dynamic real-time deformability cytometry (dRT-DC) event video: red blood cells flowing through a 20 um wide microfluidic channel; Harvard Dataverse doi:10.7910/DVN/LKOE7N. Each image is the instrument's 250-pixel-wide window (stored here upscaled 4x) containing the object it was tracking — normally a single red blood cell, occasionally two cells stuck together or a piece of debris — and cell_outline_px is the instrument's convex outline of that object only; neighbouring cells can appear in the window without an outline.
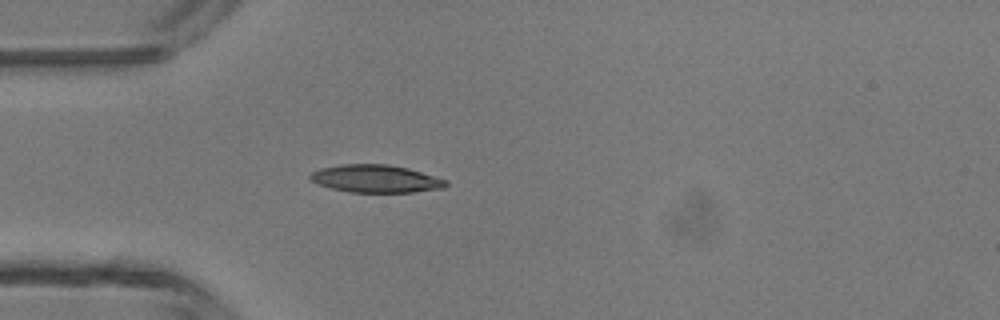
{"species": "common noctule bat (a hibernating species)", "species_latin": "Nyctalus noctula", "temperature_condition": "room temperature", "stored_images_in_passage": 39, "camera_frame_rate_fps": 3000, "um_per_image_px": 0.085, "animal": {"sex": "male", "body_mass_g": 13.3}, "frame": {"image": 1, "passage_image": 6, "time_ms": 1.667, "image_size_px": [1000, 320], "cell_outline_px": [[448, 184], [444, 188], [412, 192], [348, 192], [332, 188], [320, 184], [312, 180], [308, 176], [312, 172], [320, 168], [340, 164], [388, 164], [408, 168], [448, 180]], "centroid_in_image_um": [31.96, 15.18], "position_along_channel_um": 53.0, "area_um2": 21.85}}
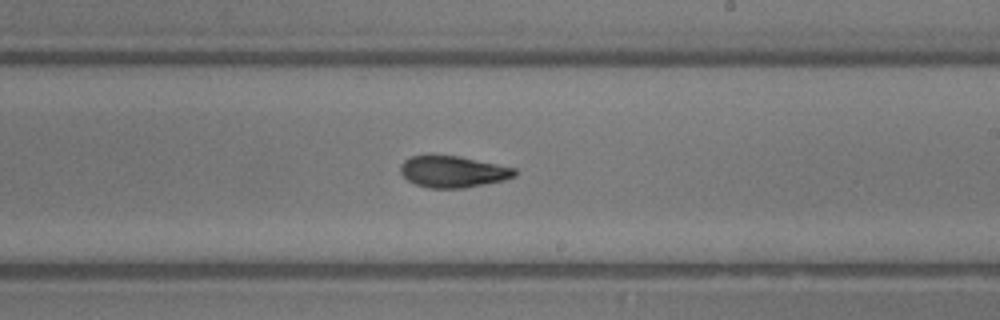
{"frame": {"image": 2, "passage_image": 20, "time_ms": 6.333, "image_size_px": [1000, 320], "cell_outline_px": [[520, 172], [516, 176], [504, 180], [464, 188], [428, 188], [416, 184], [408, 180], [400, 172], [400, 164], [404, 160], [412, 156], [460, 156], [516, 168]], "centroid_in_image_um": [38.54, 14.6], "position_along_channel_um": 250.5, "area_um2": 20.98}}
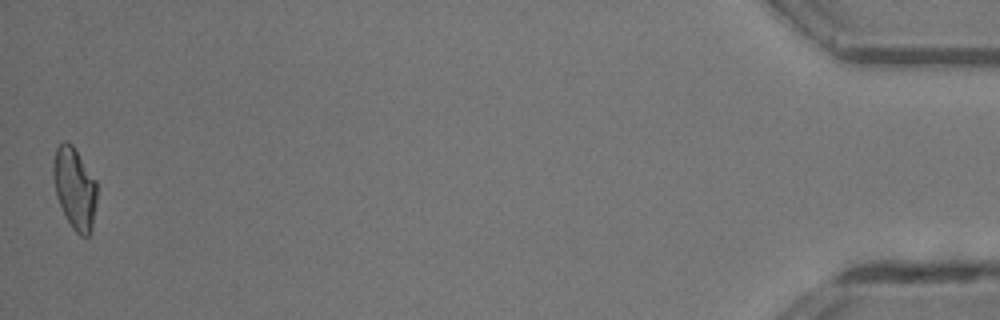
{"frame": {"image": 3, "passage_image": 39, "time_ms": 12.667, "image_size_px": [1000, 320], "cell_outline_px": [[96, 204], [92, 228], [88, 236], [80, 236], [72, 228], [64, 216], [56, 196], [52, 176], [52, 164], [56, 148], [64, 140], [68, 140], [72, 144], [96, 180]], "centroid_in_image_um": [6.32, 16.0], "position_along_channel_um": 428.9, "area_um2": 21.04}, "authors_computed_cell_mechanics": {"area_um2": 21.097, "velocity_mm_per_s": 4.3893, "shape_relaxation_time_tau1_ms": 5.4216, "shape_relaxation_time_tau2_ms": 2.5313, "deformation_change_tau1": 0.1783, "deformation_change_tau2": 0.0948}}